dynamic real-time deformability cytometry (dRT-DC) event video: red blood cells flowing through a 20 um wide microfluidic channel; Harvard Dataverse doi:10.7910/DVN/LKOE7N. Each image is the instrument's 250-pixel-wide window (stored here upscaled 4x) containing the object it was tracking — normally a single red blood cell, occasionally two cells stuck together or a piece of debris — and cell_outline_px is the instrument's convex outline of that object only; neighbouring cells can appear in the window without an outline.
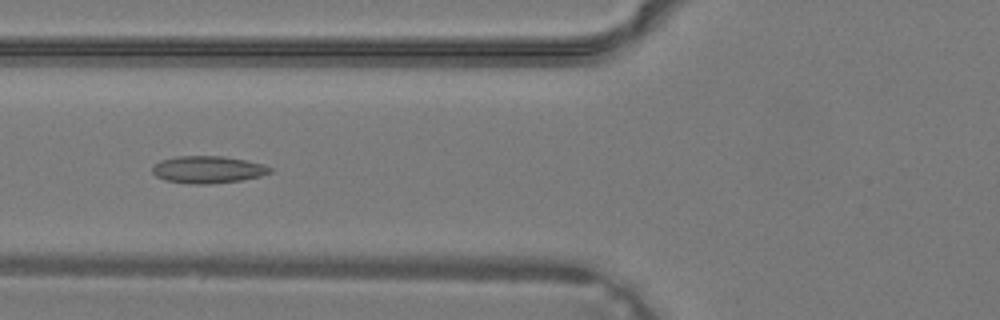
{"species": "common noctule bat (a hibernating species)", "species_latin": "Nyctalus noctula", "temperature_condition": "warm", "stored_images_in_passage": 40, "camera_frame_rate_fps": 3000, "um_per_image_px": 0.085, "animal": {"sex": "male", "body_mass_g": 19.2, "forearm_length_mm": 51.8}, "frame": {"image": 1, "passage_image": 16, "time_ms": 5.0, "image_size_px": [1000, 320], "cell_outline_px": [[272, 172], [260, 176], [240, 180], [204, 184], [188, 184], [164, 180], [156, 176], [152, 172], [152, 168], [160, 160], [176, 156], [224, 156], [264, 164], [272, 168]], "centroid_in_image_um": [17.65, 14.41], "position_along_channel_um": 108.1, "area_um2": 18.61}}
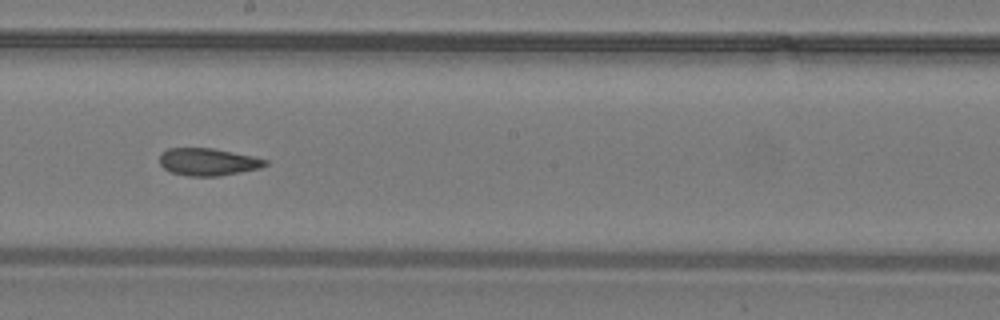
{"frame": {"image": 2, "passage_image": 23, "time_ms": 7.333, "image_size_px": [1000, 320], "cell_outline_px": [[268, 164], [260, 168], [220, 176], [188, 176], [172, 172], [164, 168], [160, 164], [160, 156], [168, 148], [212, 148], [252, 156], [268, 160]], "centroid_in_image_um": [17.69, 13.76], "position_along_channel_um": 230.5, "area_um2": 16.7}}
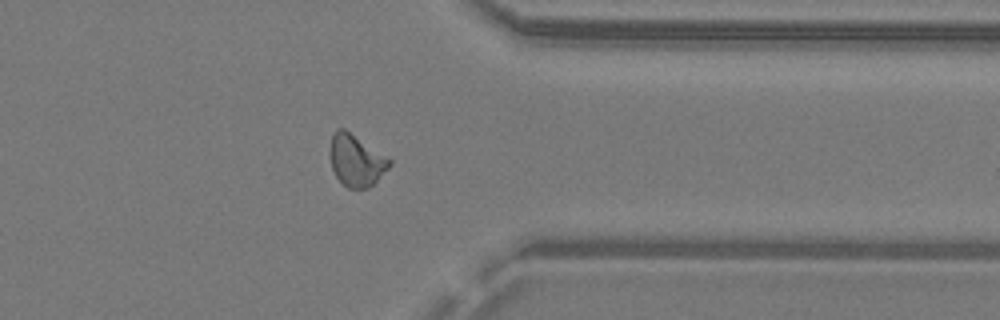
{"frame": {"image": 3, "passage_image": 32, "time_ms": 10.333, "image_size_px": [1000, 320], "cell_outline_px": [[392, 164], [368, 188], [348, 188], [336, 176], [332, 168], [328, 152], [332, 136], [336, 128], [344, 128], [392, 160]], "centroid_in_image_um": [30.24, 13.61], "position_along_channel_um": 381.2, "area_um2": 17.74}}